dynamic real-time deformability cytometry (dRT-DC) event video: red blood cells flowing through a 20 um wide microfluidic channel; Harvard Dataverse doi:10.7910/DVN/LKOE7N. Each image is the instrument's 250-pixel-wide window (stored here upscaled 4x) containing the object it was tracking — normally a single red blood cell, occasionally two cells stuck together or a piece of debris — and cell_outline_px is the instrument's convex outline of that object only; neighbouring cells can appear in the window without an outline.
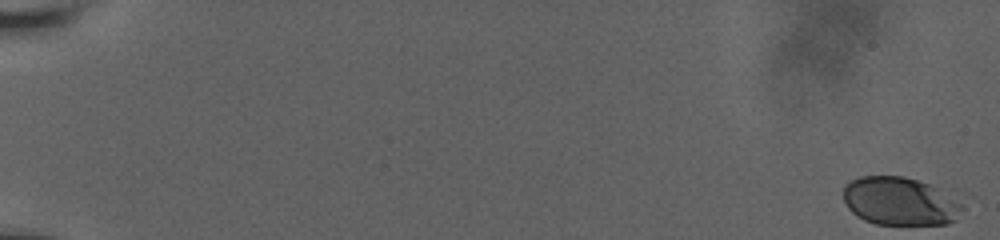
{"species": "human", "species_latin": "Homo sapiens", "temperature_condition": "room temperature", "stored_images_in_passage": 18, "camera_frame_rate_fps": 3000, "um_per_image_px": 0.085, "donor": {"sex": "male"}, "frame": {"image": 1, "passage_image": 1, "time_ms": 0.0, "image_size_px": [1000, 240], "cell_outline_px": [[964, 208], [956, 220], [948, 224], [876, 224], [864, 220], [856, 216], [848, 208], [844, 200], [844, 184], [860, 176], [904, 176], [940, 188], [964, 204]], "centroid_in_image_um": [76.51, 17.11], "position_along_channel_um": 8.5, "area_um2": 33.64}}